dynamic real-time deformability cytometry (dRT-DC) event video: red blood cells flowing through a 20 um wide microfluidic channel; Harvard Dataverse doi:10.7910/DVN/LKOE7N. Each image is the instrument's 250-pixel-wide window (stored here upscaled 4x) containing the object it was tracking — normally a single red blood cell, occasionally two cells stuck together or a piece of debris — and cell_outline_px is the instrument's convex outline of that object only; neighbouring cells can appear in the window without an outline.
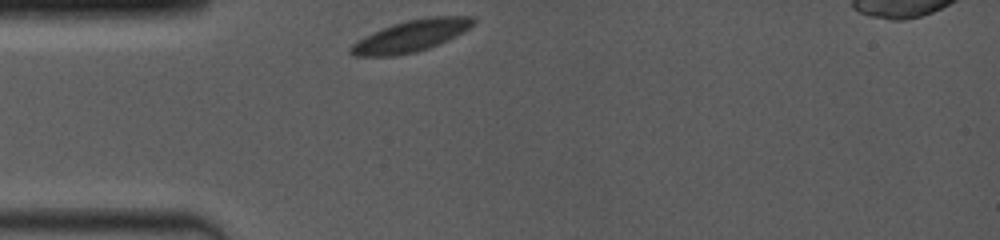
{"species": "common noctule bat (a hibernating species)", "species_latin": "Nyctalus noctula", "temperature_condition": "room temperature", "stored_images_in_passage": 41, "camera_frame_rate_fps": 4000, "um_per_image_px": 0.085, "animal": {"sex": "female", "body_mass_g": 19.0, "forearm_length_mm": 53.3}, "frame": {"image": 1, "passage_image": 1, "time_ms": 0.0, "image_size_px": [1000, 240], "cell_outline_px": [[476, 24], [464, 32], [448, 40], [428, 48], [416, 52], [392, 56], [352, 56], [348, 52], [348, 48], [356, 40], [364, 36], [384, 28], [408, 20], [428, 16], [472, 16], [476, 20]], "centroid_in_image_um": [34.95, 3.06], "position_along_channel_um": 50.0, "area_um2": 22.66}}
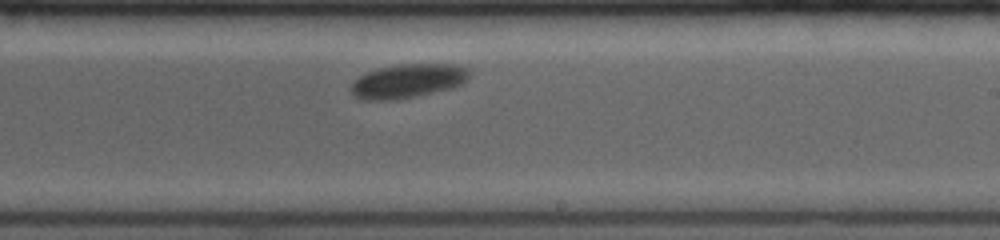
{"frame": {"image": 2, "passage_image": 24, "time_ms": 5.75, "image_size_px": [1000, 240], "cell_outline_px": [[472, 72], [468, 80], [460, 84], [448, 88], [416, 96], [392, 100], [360, 100], [352, 96], [352, 84], [360, 76], [376, 68], [400, 64], [452, 64], [468, 68]], "centroid_in_image_um": [34.66, 6.88], "position_along_channel_um": 254.3, "area_um2": 23.35}}
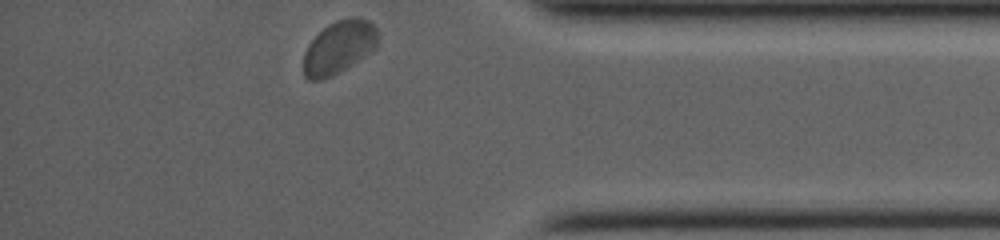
{"frame": {"image": 3, "passage_image": 41, "time_ms": 10.0, "image_size_px": [1000, 240], "cell_outline_px": [[380, 36], [376, 48], [372, 52], [332, 76], [320, 80], [308, 80], [304, 76], [304, 52], [308, 44], [328, 24], [336, 20], [352, 16], [360, 16], [368, 20], [376, 28]], "centroid_in_image_um": [28.84, 3.99], "position_along_channel_um": 406.4, "area_um2": 23.18}, "authors_computed_cell_mechanics": {"area_um2": 23.12, "velocity_mm_per_s": 3.7694, "shape_relaxation_time_tau1_ms": 1.1072, "shape_relaxation_time_tau2_ms": null, "deformation_change_tau1": 0.0306, "deformation_change_tau2": null}}